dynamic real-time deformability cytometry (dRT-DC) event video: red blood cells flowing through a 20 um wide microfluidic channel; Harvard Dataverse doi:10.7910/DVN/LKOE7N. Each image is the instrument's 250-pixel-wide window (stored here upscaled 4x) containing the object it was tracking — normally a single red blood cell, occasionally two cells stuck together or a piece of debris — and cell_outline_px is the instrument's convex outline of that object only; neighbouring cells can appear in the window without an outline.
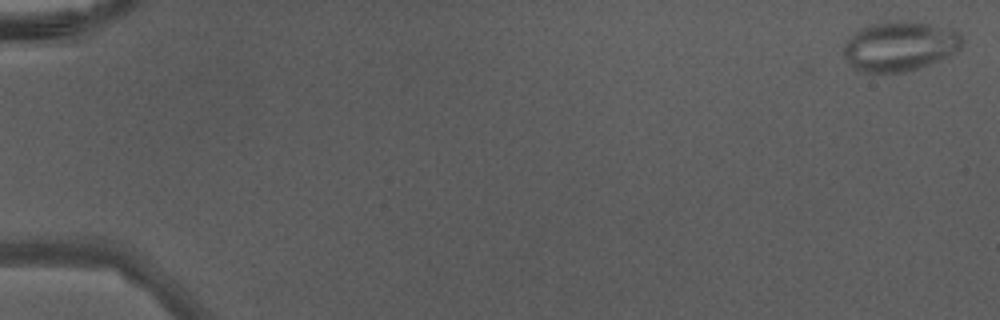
{"species": "Egyptian fruit bat (a non-hibernating species)", "species_latin": "Rousettus aegyptiacus", "temperature_condition": "warm", "stored_images_in_passage": 47, "camera_frame_rate_fps": 3000, "um_per_image_px": 0.085, "animal": {"sex": "male"}, "frame": {"image": 1, "passage_image": 1, "time_ms": 0.0, "image_size_px": [1000, 320], "cell_outline_px": [[964, 40], [960, 48], [956, 52], [948, 56], [920, 68], [904, 72], [860, 72], [852, 68], [844, 56], [844, 44], [856, 32], [872, 24], [888, 20], [896, 20], [928, 24], [952, 28], [960, 32]], "centroid_in_image_um": [76.51, 3.93], "position_along_channel_um": 8.5, "area_um2": 34.39}}
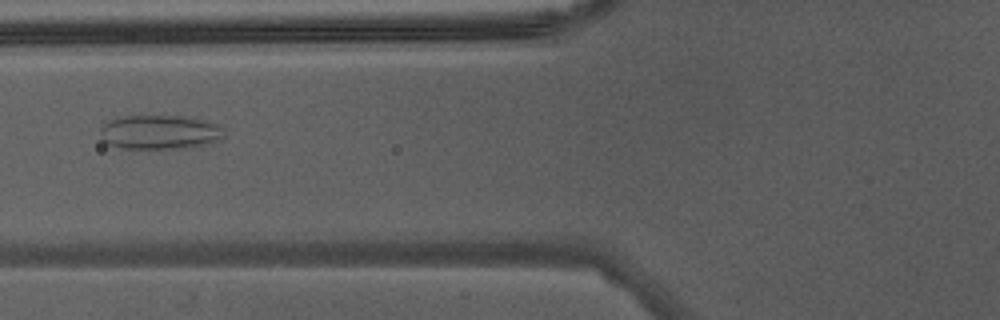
{"frame": {"image": 2, "passage_image": 20, "time_ms": 6.333, "image_size_px": [1000, 320], "cell_outline_px": [[224, 136], [220, 140], [204, 144], [184, 148], [120, 148], [108, 144], [100, 136], [100, 128], [108, 120], [124, 116], [196, 116], [220, 124]], "centroid_in_image_um": [13.61, 11.21], "position_along_channel_um": 112.2, "area_um2": 24.97}}
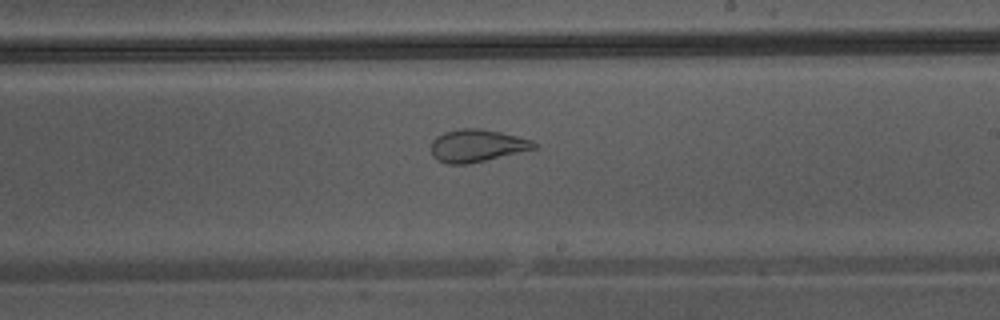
{"frame": {"image": 3, "passage_image": 29, "time_ms": 9.333, "image_size_px": [1000, 320], "cell_outline_px": [[536, 148], [468, 164], [448, 164], [432, 156], [432, 140], [436, 136], [444, 132], [460, 128], [480, 128], [500, 132], [532, 140], [536, 144]], "centroid_in_image_um": [40.51, 12.37], "position_along_channel_um": 248.5, "area_um2": 19.25}}